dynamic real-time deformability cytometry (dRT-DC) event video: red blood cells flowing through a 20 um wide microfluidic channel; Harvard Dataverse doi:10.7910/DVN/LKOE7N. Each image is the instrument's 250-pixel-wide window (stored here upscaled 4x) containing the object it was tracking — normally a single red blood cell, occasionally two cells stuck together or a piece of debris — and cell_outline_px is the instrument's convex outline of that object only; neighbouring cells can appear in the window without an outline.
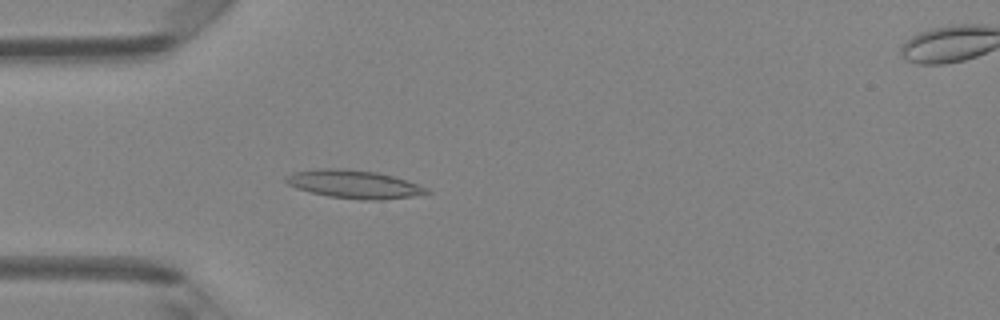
{"species": "Egyptian fruit bat (a non-hibernating species)", "species_latin": "Rousettus aegyptiacus", "temperature_condition": "room temperature", "stored_images_in_passage": 47, "camera_frame_rate_fps": 3000, "um_per_image_px": 0.085, "animal": {"sex": "female"}, "frame": {"image": 1, "passage_image": 13, "time_ms": 4.0, "image_size_px": [1000, 320], "cell_outline_px": [[432, 192], [412, 196], [384, 200], [360, 200], [328, 196], [296, 188], [288, 184], [284, 180], [284, 176], [292, 172], [320, 168], [348, 168], [376, 172], [392, 176], [428, 188]], "centroid_in_image_um": [30.05, 15.65], "position_along_channel_um": 55.0, "area_um2": 23.18}}
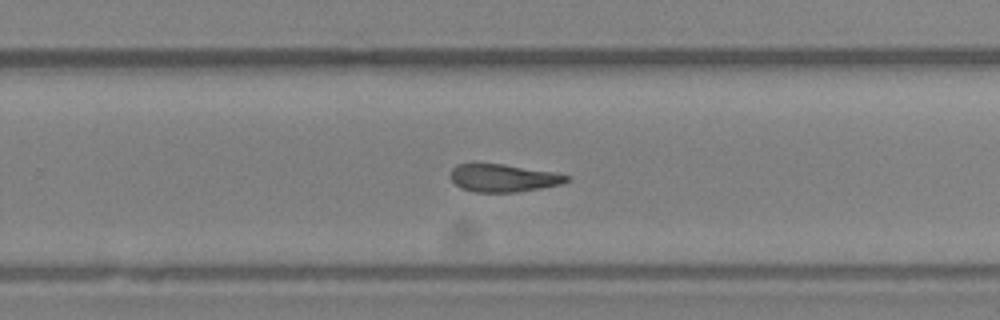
{"frame": {"image": 2, "passage_image": 30, "time_ms": 9.667, "image_size_px": [1000, 320], "cell_outline_px": [[572, 180], [560, 184], [540, 188], [516, 192], [476, 192], [460, 188], [452, 180], [452, 168], [456, 164], [472, 160], [504, 164], [552, 172], [572, 176]], "centroid_in_image_um": [42.74, 15.08], "position_along_channel_um": 287.1, "area_um2": 19.31}}
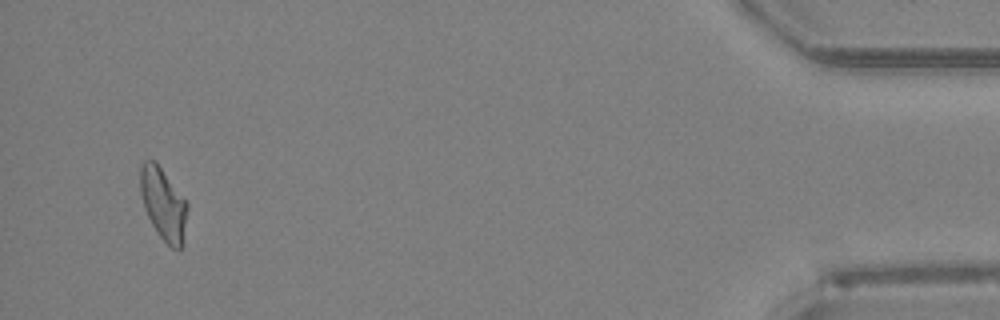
{"frame": {"image": 3, "passage_image": 45, "time_ms": 14.667, "image_size_px": [1000, 320], "cell_outline_px": [[188, 208], [184, 244], [180, 252], [172, 248], [156, 232], [144, 208], [140, 192], [140, 164], [144, 160], [156, 160], [188, 204]], "centroid_in_image_um": [13.9, 17.36], "position_along_channel_um": 421.3, "area_um2": 20.11}, "authors_computed_cell_mechanics": {"area_um2": 20.1144, "velocity_mm_per_s": 4.2265, "shape_relaxation_time_tau1_ms": null, "shape_relaxation_time_tau2_ms": 4.353, "deformation_change_tau1": null, "deformation_change_tau2": 0.1407}}